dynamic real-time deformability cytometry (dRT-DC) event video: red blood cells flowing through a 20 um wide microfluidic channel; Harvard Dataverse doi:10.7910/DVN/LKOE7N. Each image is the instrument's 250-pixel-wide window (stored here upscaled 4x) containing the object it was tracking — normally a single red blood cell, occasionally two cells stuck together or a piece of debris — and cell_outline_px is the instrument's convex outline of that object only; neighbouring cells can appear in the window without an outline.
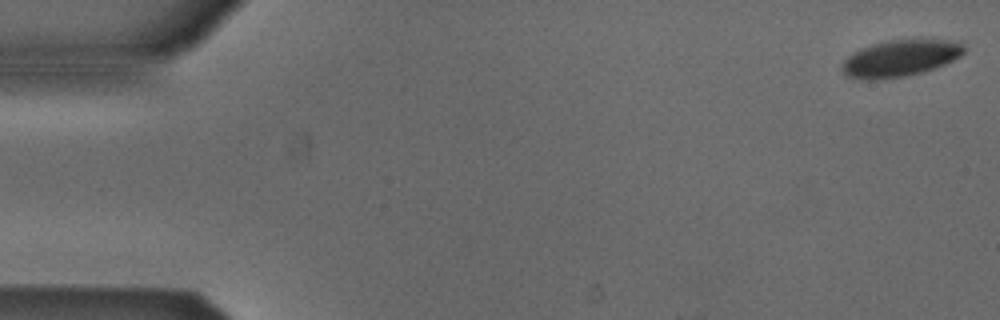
{"species": "Egyptian fruit bat (a non-hibernating species)", "species_latin": "Rousettus aegyptiacus", "temperature_condition": "cold", "stored_images_in_passage": 41, "camera_frame_rate_fps": 3000, "um_per_image_px": 0.085, "animal": {"sex": "male"}, "frame": {"image": 1, "passage_image": 1, "time_ms": 0.0, "image_size_px": [1000, 320], "cell_outline_px": [[968, 48], [960, 56], [944, 64], [924, 72], [904, 76], [876, 80], [864, 80], [848, 76], [840, 68], [840, 64], [852, 52], [860, 48], [872, 44], [888, 40], [964, 40]], "centroid_in_image_um": [76.55, 4.94], "position_along_channel_um": 8.5, "area_um2": 26.36}}
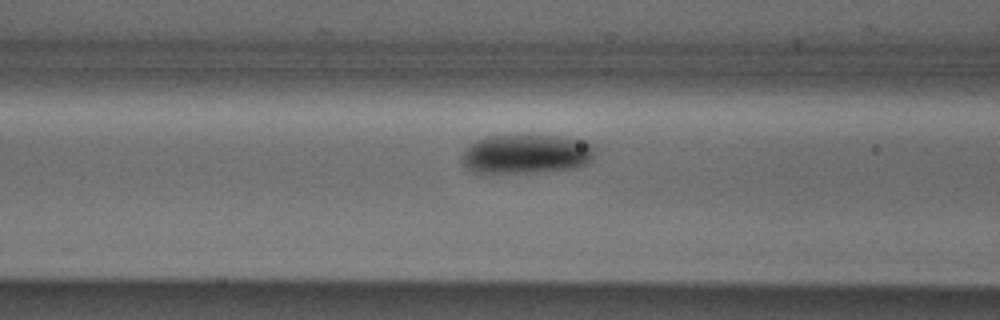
{"frame": {"image": 2, "passage_image": 21, "time_ms": 6.667, "image_size_px": [1000, 320], "cell_outline_px": [[596, 148], [592, 160], [588, 164], [572, 168], [492, 176], [484, 176], [472, 172], [460, 160], [460, 156], [464, 148], [468, 144], [476, 140], [488, 136], [524, 132], [532, 132], [564, 136], [588, 140], [596, 144]], "centroid_in_image_um": [44.7, 13.06], "position_along_channel_um": 121.9, "area_um2": 33.0}}
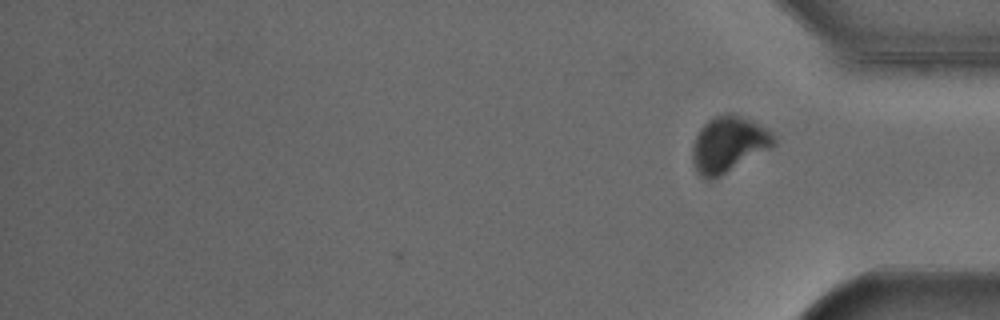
{"frame": {"image": 3, "passage_image": 41, "time_ms": 13.333, "image_size_px": [1000, 320], "cell_outline_px": [[776, 144], [720, 176], [712, 180], [704, 180], [696, 172], [692, 164], [692, 144], [700, 128], [708, 120], [716, 116], [728, 112], [732, 112], [752, 120], [772, 132], [776, 136]], "centroid_in_image_um": [61.89, 12.26], "position_along_channel_um": 373.3, "area_um2": 26.65}, "authors_computed_cell_mechanics": {"area_um2": 29.8248, "velocity_mm_per_s": 3.8167, "shape_relaxation_time_tau1_ms": 2.2308, "shape_relaxation_time_tau2_ms": null, "deformation_change_tau1": 0.0793, "deformation_change_tau2": null}}